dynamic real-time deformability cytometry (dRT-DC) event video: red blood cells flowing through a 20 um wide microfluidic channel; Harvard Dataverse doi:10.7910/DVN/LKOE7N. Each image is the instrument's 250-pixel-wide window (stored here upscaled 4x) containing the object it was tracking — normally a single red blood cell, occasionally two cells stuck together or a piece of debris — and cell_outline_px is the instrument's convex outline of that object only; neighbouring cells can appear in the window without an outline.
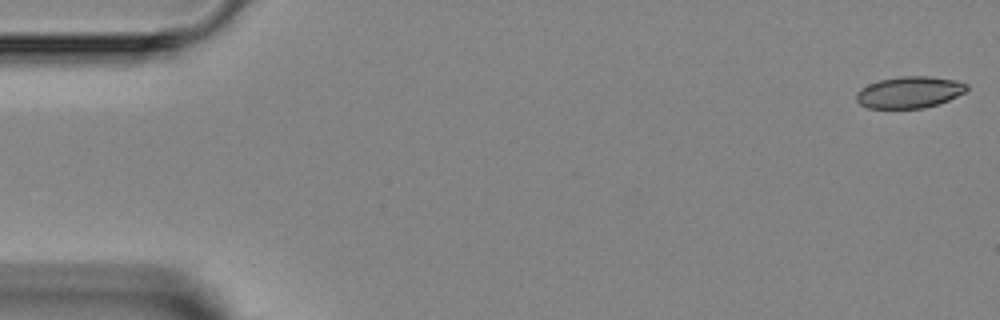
{"species": "Egyptian fruit bat (a non-hibernating species)", "species_latin": "Rousettus aegyptiacus", "temperature_condition": "room temperature", "stored_images_in_passage": 5, "camera_frame_rate_fps": 3000, "um_per_image_px": 0.085, "animal": {"sex": "female"}, "frame": {"image": 1, "passage_image": 1, "time_ms": 0.0, "image_size_px": [1000, 320], "cell_outline_px": [[968, 88], [964, 92], [948, 100], [924, 108], [868, 108], [860, 104], [856, 100], [856, 92], [860, 88], [868, 84], [880, 80], [900, 76], [928, 76], [956, 80], [968, 84]], "centroid_in_image_um": [77.28, 7.83], "position_along_channel_um": 7.7, "area_um2": 20.29}}
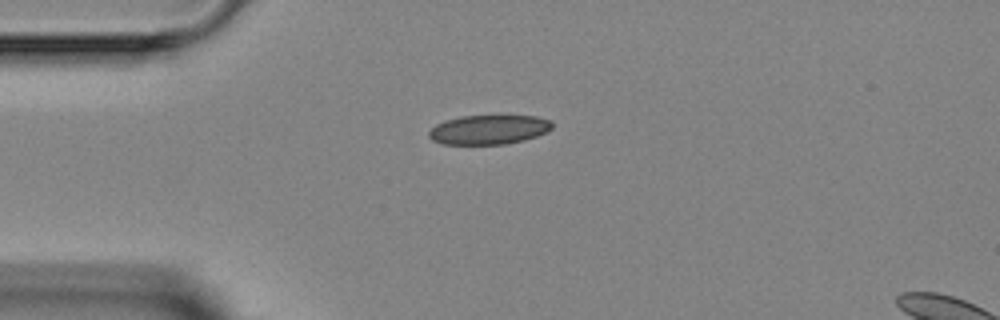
{"frame": {"image": 2, "passage_image": 4, "time_ms": 3.667, "image_size_px": [1000, 320], "cell_outline_px": [[552, 128], [548, 132], [524, 140], [504, 144], [444, 144], [432, 140], [428, 136], [428, 132], [436, 124], [460, 116], [536, 116], [552, 120]], "centroid_in_image_um": [41.57, 11.02], "position_along_channel_um": 43.4, "area_um2": 21.04}}